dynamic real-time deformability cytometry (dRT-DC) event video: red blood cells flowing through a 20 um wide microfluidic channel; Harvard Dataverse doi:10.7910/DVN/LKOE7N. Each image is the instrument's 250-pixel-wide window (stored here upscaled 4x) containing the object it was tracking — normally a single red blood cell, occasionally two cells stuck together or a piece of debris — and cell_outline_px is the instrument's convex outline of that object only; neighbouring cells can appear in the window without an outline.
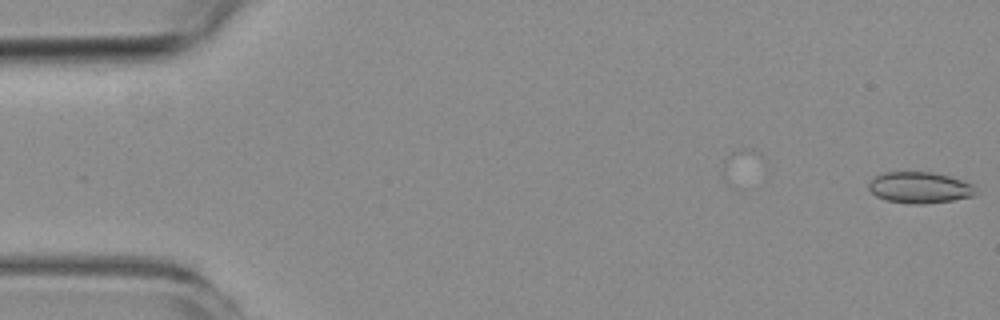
{"species": "common noctule bat (a hibernating species)", "species_latin": "Nyctalus noctula", "temperature_condition": "room temperature", "stored_images_in_passage": 5, "camera_frame_rate_fps": 3000, "um_per_image_px": 0.085, "animal": {"sex": "female", "body_mass_g": 19.3, "forearm_length_mm": 54.1}, "frame": {"image": 1, "passage_image": 1, "time_ms": 0.0, "image_size_px": [1000, 320], "cell_outline_px": [[976, 192], [972, 196], [952, 200], [924, 204], [912, 204], [888, 200], [876, 196], [868, 188], [868, 184], [876, 176], [884, 172], [936, 172], [964, 180], [972, 184], [976, 188]], "centroid_in_image_um": [78.2, 15.93], "position_along_channel_um": 6.8, "area_um2": 19.48}}